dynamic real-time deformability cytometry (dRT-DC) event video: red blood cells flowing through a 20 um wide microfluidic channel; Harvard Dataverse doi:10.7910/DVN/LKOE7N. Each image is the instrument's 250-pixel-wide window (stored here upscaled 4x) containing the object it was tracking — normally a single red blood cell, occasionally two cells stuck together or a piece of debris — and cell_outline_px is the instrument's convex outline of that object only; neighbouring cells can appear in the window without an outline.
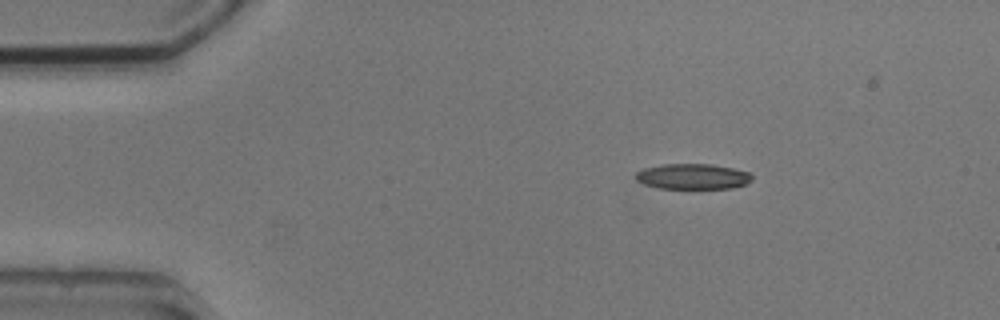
{"species": "common noctule bat (a hibernating species)", "species_latin": "Nyctalus noctula", "temperature_condition": "cold", "stored_images_in_passage": 3, "camera_frame_rate_fps": 3000, "um_per_image_px": 0.085, "animal": {"sex": "male", "body_mass_g": 20.5, "forearm_length_mm": 52.5}, "frame": {"image": 1, "passage_image": 1, "time_ms": 0.0, "image_size_px": [1000, 320], "cell_outline_px": [[752, 180], [744, 184], [732, 188], [656, 188], [644, 184], [636, 180], [636, 172], [644, 168], [664, 164], [712, 164], [752, 172]], "centroid_in_image_um": [58.89, 14.99], "position_along_channel_um": 26.1, "area_um2": 17.28}}
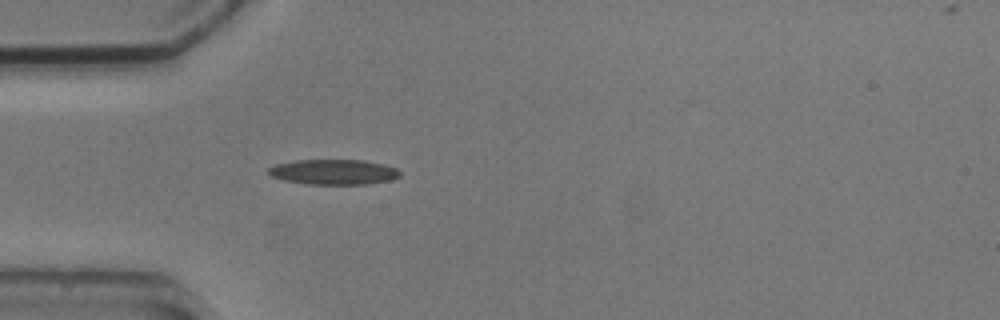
{"frame": {"image": 2, "passage_image": 3, "time_ms": 2.333, "image_size_px": [1000, 320], "cell_outline_px": [[400, 176], [392, 180], [368, 184], [308, 184], [284, 180], [272, 176], [268, 172], [268, 168], [276, 164], [296, 160], [364, 160], [384, 164], [396, 168], [400, 172]], "centroid_in_image_um": [28.39, 14.61], "position_along_channel_um": 56.6, "area_um2": 19.31}}